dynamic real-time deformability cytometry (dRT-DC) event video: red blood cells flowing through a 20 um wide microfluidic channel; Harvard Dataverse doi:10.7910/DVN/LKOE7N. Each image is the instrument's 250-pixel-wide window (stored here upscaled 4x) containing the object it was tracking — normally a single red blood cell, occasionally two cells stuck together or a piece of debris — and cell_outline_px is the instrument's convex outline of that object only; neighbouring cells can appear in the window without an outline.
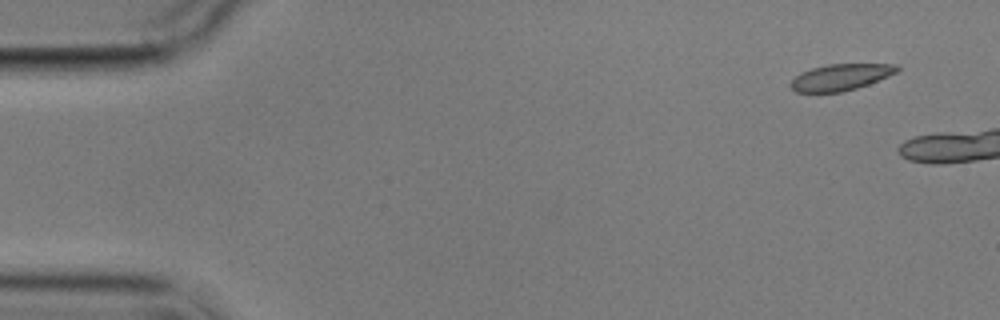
{"species": "common noctule bat (a hibernating species)", "species_latin": "Nyctalus noctula", "temperature_condition": "cold", "stored_images_in_passage": 4, "camera_frame_rate_fps": 3000, "um_per_image_px": 0.085, "animal": {"sex": "male", "body_mass_g": 17.9}, "frame": {"image": 1, "passage_image": 1, "time_ms": 0.0, "image_size_px": [1000, 320], "cell_outline_px": [[900, 68], [896, 72], [888, 76], [868, 84], [856, 88], [840, 92], [796, 92], [788, 84], [800, 72], [812, 68], [828, 64], [896, 64]], "centroid_in_image_um": [71.43, 6.55], "position_along_channel_um": 13.6, "area_um2": 16.24}}